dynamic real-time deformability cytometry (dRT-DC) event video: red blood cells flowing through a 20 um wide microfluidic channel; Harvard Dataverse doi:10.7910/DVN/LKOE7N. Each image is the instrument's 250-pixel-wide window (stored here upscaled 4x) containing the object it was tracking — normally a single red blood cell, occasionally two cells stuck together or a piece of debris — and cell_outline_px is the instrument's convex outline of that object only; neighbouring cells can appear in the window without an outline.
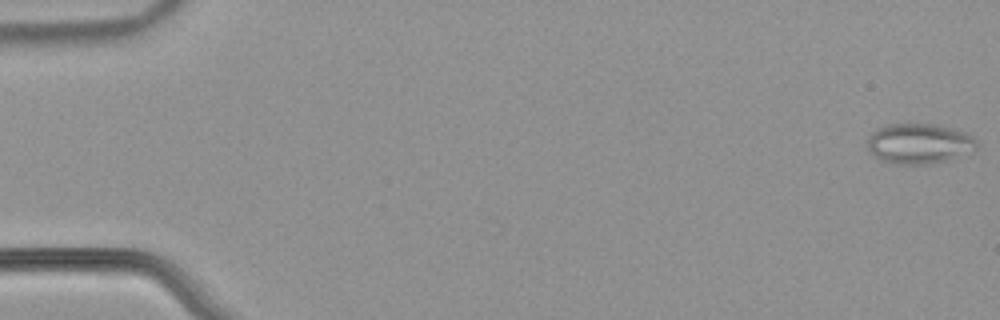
{"species": "common noctule bat (a hibernating species)", "species_latin": "Nyctalus noctula", "temperature_condition": "warm", "stored_images_in_passage": 5, "camera_frame_rate_fps": 3000, "um_per_image_px": 0.085, "animal": {"sex": "male", "body_mass_g": 21.5, "forearm_length_mm": 52.0}, "frame": {"image": 1, "passage_image": 1, "time_ms": 0.0, "image_size_px": [1000, 320], "cell_outline_px": [[980, 144], [976, 148], [944, 160], [928, 164], [896, 164], [880, 160], [868, 148], [868, 136], [876, 128], [888, 124], [932, 124], [952, 128], [964, 132], [972, 136]], "centroid_in_image_um": [78.09, 12.19], "position_along_channel_um": 6.9, "area_um2": 25.26}}